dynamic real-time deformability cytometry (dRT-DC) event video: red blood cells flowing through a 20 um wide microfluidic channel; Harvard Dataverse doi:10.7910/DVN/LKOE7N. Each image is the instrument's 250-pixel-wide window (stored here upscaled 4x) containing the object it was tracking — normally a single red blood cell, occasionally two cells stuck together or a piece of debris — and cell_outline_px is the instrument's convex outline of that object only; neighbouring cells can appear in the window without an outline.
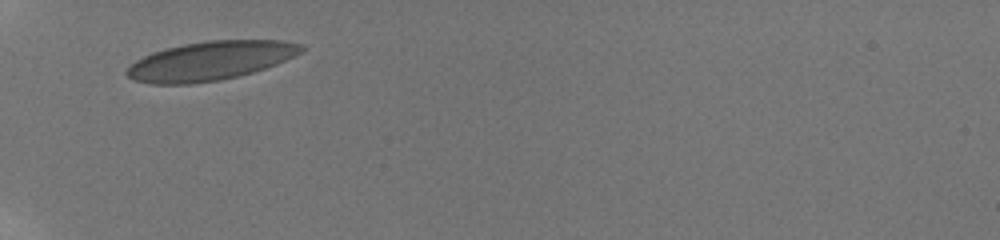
{"species": "human", "species_latin": "Homo sapiens", "temperature_condition": "room temperature", "stored_images_in_passage": 39, "camera_frame_rate_fps": 3000, "um_per_image_px": 0.085, "donor": {"sex": "male"}, "frame": {"image": 1, "passage_image": 1, "time_ms": 0.0, "image_size_px": [1000, 240], "cell_outline_px": [[304, 48], [300, 52], [276, 64], [252, 72], [220, 80], [188, 84], [148, 84], [132, 80], [124, 72], [136, 60], [152, 52], [164, 48], [184, 44], [208, 40], [280, 40], [300, 44]], "centroid_in_image_um": [17.81, 5.17], "position_along_channel_um": 67.2, "area_um2": 39.3}}
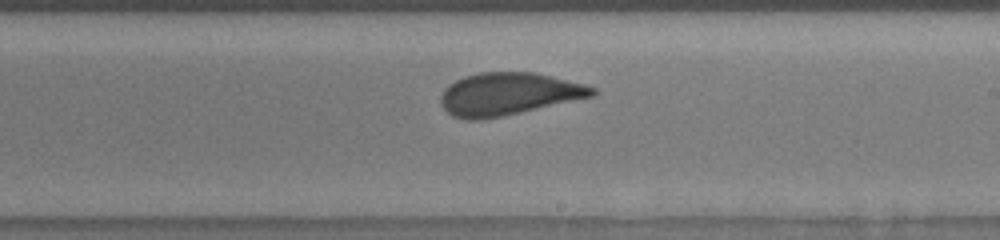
{"frame": {"image": 2, "passage_image": 20, "time_ms": 5.0, "image_size_px": [1000, 240], "cell_outline_px": [[600, 92], [592, 96], [520, 112], [500, 116], [472, 120], [452, 116], [440, 104], [440, 96], [444, 88], [448, 84], [464, 76], [480, 72], [532, 72], [552, 76], [584, 84], [596, 88]], "centroid_in_image_um": [43.19, 7.97], "position_along_channel_um": 245.8, "area_um2": 37.22}}
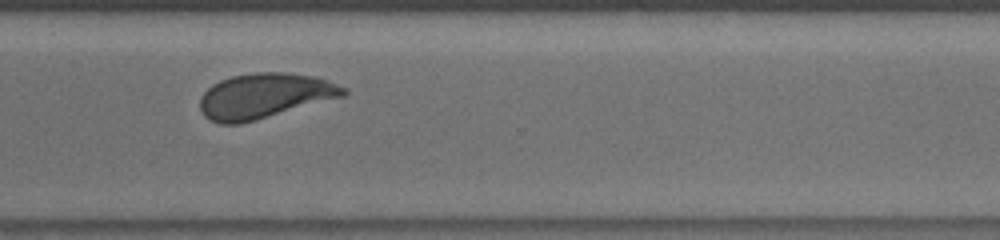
{"frame": {"image": 3, "passage_image": 31, "time_ms": 7.667, "image_size_px": [1000, 240], "cell_outline_px": [[348, 92], [344, 96], [256, 120], [240, 124], [220, 124], [204, 116], [200, 108], [200, 96], [212, 84], [220, 80], [232, 76], [252, 72], [288, 72], [316, 76], [328, 80], [348, 88]], "centroid_in_image_um": [22.5, 8.13], "position_along_channel_um": 348.1, "area_um2": 37.92}, "authors_computed_cell_mechanics": {"area_um2": 37.57, "velocity_mm_per_s": 3.8296, "shape_relaxation_time_tau1_ms": 4.2697, "shape_relaxation_time_tau2_ms": null, "deformation_change_tau1": 0.1264, "deformation_change_tau2": null}}